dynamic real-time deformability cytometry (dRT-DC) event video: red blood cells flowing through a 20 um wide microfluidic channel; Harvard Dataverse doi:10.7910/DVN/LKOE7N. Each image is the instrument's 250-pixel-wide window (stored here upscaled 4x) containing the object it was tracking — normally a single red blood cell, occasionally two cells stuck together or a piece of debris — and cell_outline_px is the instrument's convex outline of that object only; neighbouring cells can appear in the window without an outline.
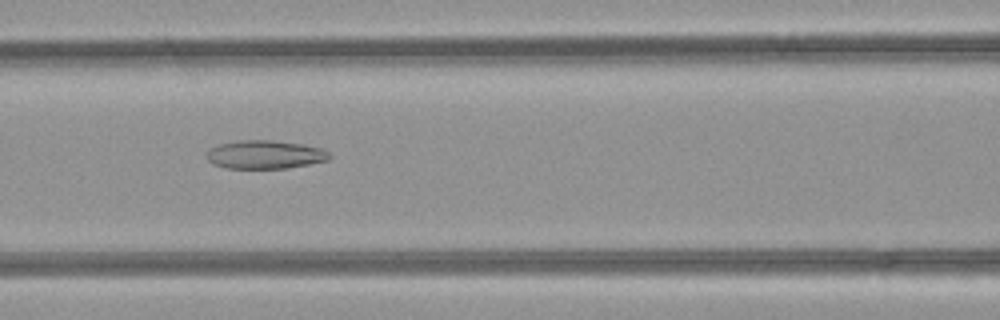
{"species": "common noctule bat (a hibernating species)", "species_latin": "Nyctalus noctula", "temperature_condition": "room temperature", "stored_images_in_passage": 47, "camera_frame_rate_fps": 3000, "um_per_image_px": 0.085, "animal": {"sex": "female", "body_mass_g": 21.9}, "frame": {"image": 1, "passage_image": 20, "time_ms": 6.333, "image_size_px": [1000, 320], "cell_outline_px": [[332, 156], [328, 160], [308, 164], [284, 168], [228, 168], [212, 164], [204, 156], [208, 148], [220, 144], [236, 140], [272, 140], [304, 144], [320, 148], [328, 152]], "centroid_in_image_um": [22.47, 13.13], "position_along_channel_um": 144.1, "area_um2": 20.46}}
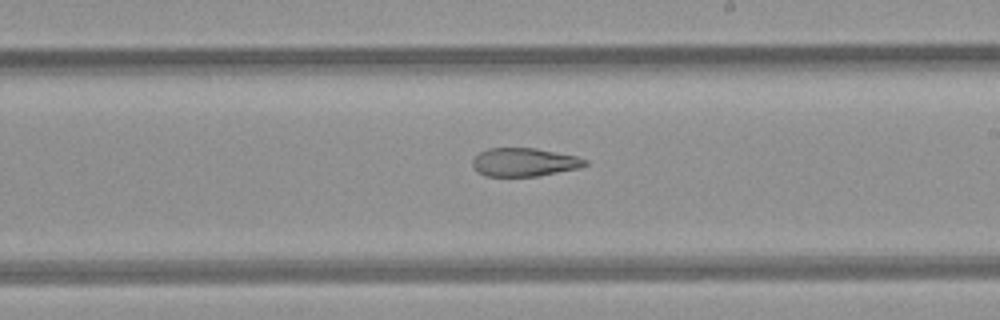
{"frame": {"image": 2, "passage_image": 27, "time_ms": 8.667, "image_size_px": [1000, 320], "cell_outline_px": [[588, 164], [580, 168], [536, 176], [484, 176], [476, 172], [472, 164], [472, 160], [480, 152], [488, 148], [536, 148], [576, 156], [588, 160]], "centroid_in_image_um": [44.55, 13.79], "position_along_channel_um": 244.4, "area_um2": 18.67}}
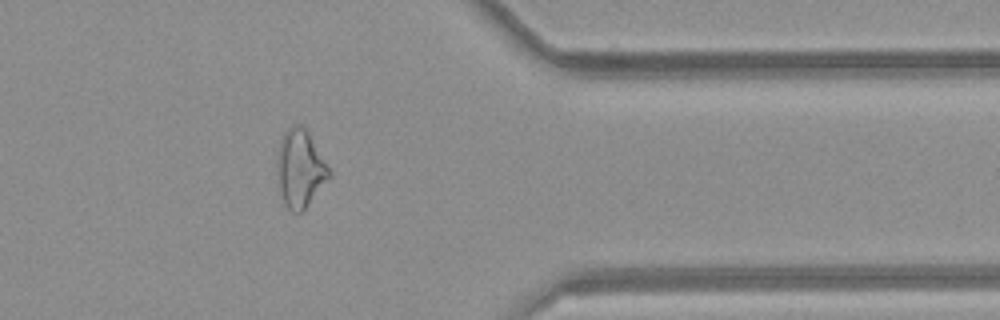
{"frame": {"image": 3, "passage_image": 38, "time_ms": 12.333, "image_size_px": [1000, 320], "cell_outline_px": [[332, 176], [304, 208], [300, 212], [292, 212], [284, 204], [280, 188], [276, 164], [280, 140], [288, 128], [292, 124], [300, 124], [304, 128], [332, 172]], "centroid_in_image_um": [25.51, 14.33], "position_along_channel_um": 385.9, "area_um2": 23.0}, "authors_computed_cell_mechanics": {"area_um2": 23.5246, "velocity_mm_per_s": 4.3124, "shape_relaxation_time_tau1_ms": null, "shape_relaxation_time_tau2_ms": 4.6679, "deformation_change_tau1": null, "deformation_change_tau2": 0.1603}}